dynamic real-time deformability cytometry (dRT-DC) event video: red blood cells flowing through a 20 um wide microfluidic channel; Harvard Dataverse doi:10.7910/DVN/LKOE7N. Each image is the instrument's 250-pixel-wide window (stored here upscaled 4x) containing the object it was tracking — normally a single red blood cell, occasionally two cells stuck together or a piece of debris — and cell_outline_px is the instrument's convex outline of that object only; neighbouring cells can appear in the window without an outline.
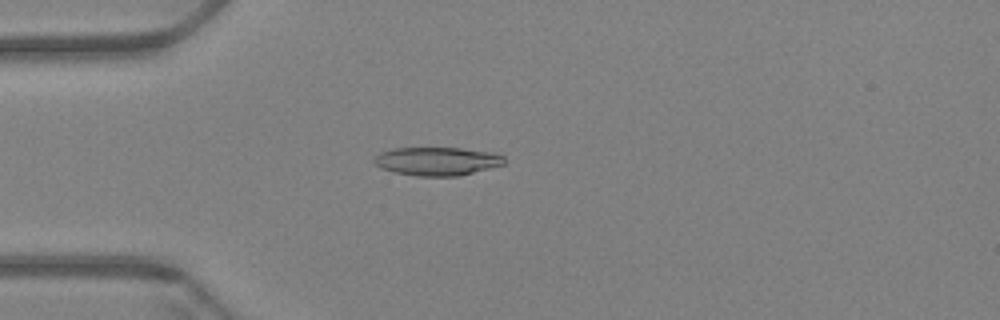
{"species": "Egyptian fruit bat (a non-hibernating species)", "species_latin": "Rousettus aegyptiacus", "temperature_condition": "warm", "stored_images_in_passage": 61, "camera_frame_rate_fps": 3000, "um_per_image_px": 0.085, "animal": {"sex": "female"}, "frame": {"image": 1, "passage_image": 17, "time_ms": 5.333, "image_size_px": [1000, 320], "cell_outline_px": [[504, 164], [460, 176], [416, 176], [396, 172], [380, 168], [372, 160], [380, 152], [392, 148], [460, 148], [496, 152], [504, 156]], "centroid_in_image_um": [37.17, 13.7], "position_along_channel_um": 47.8, "area_um2": 21.62}}
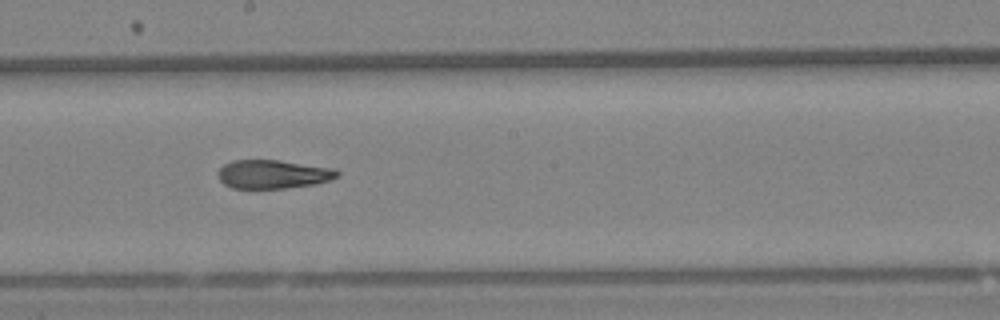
{"frame": {"image": 2, "passage_image": 34, "time_ms": 11.0, "image_size_px": [1000, 320], "cell_outline_px": [[340, 176], [316, 184], [284, 188], [232, 188], [224, 184], [220, 180], [216, 172], [224, 164], [232, 160], [280, 160], [336, 168], [340, 172]], "centroid_in_image_um": [23.22, 14.8], "position_along_channel_um": 225.0, "area_um2": 20.11}}
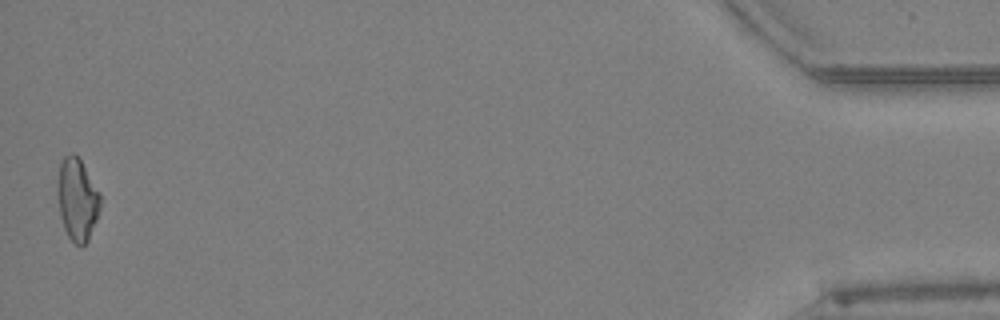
{"frame": {"image": 3, "passage_image": 60, "time_ms": 19.667, "image_size_px": [1000, 320], "cell_outline_px": [[100, 208], [96, 220], [88, 240], [80, 248], [68, 236], [64, 228], [60, 216], [56, 192], [56, 184], [60, 160], [64, 156], [72, 152], [80, 160], [100, 192]], "centroid_in_image_um": [6.53, 16.93], "position_along_channel_um": 428.7, "area_um2": 20.69}, "authors_computed_cell_mechanics": {"area_um2": 20.9236, "velocity_mm_per_s": 3.4214, "shape_relaxation_time_tau1_ms": null, "shape_relaxation_time_tau2_ms": 3.1663, "deformation_change_tau1": null, "deformation_change_tau2": 0.1168}}